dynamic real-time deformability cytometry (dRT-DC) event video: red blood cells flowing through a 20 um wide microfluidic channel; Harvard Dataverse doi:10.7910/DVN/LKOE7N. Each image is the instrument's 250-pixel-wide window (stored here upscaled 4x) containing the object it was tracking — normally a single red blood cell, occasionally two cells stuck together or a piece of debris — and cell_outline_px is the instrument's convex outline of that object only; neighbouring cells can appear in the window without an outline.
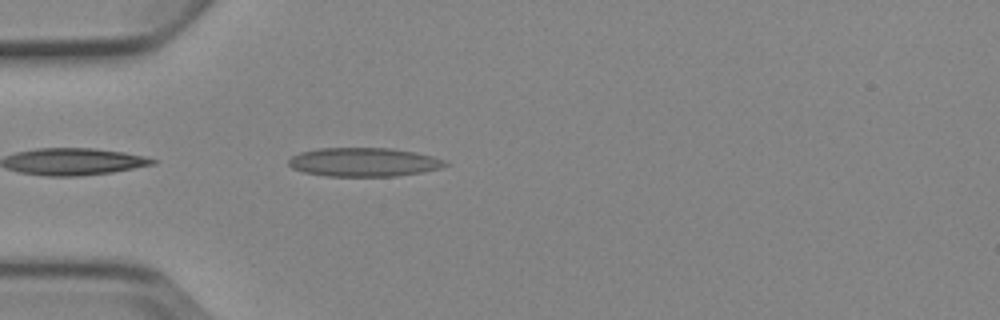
{"species": "Egyptian fruit bat (a non-hibernating species)", "species_latin": "Rousettus aegyptiacus", "temperature_condition": "cold", "stored_images_in_passage": 3, "camera_frame_rate_fps": 3000, "um_per_image_px": 0.085, "animal": {"sex": "female"}, "frame": {"image": 1, "passage_image": 3, "time_ms": 2.333, "image_size_px": [1000, 320], "cell_outline_px": [[448, 164], [440, 168], [424, 172], [396, 176], [328, 176], [304, 172], [292, 168], [288, 164], [288, 160], [292, 156], [300, 152], [320, 148], [392, 148], [416, 152], [432, 156], [444, 160]], "centroid_in_image_um": [30.93, 13.78], "position_along_channel_um": 54.1, "area_um2": 26.3}}